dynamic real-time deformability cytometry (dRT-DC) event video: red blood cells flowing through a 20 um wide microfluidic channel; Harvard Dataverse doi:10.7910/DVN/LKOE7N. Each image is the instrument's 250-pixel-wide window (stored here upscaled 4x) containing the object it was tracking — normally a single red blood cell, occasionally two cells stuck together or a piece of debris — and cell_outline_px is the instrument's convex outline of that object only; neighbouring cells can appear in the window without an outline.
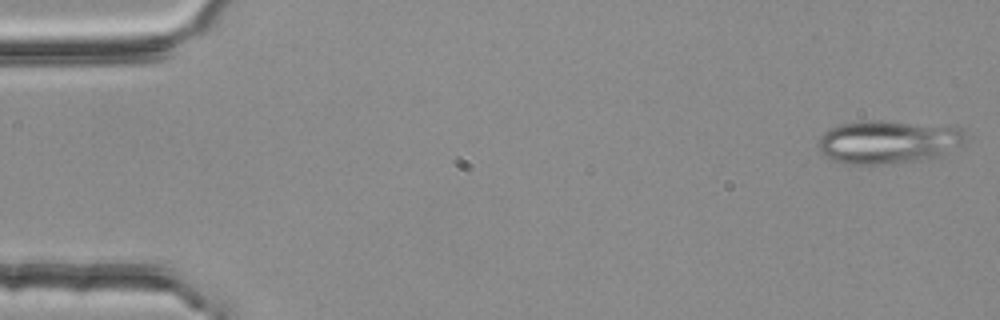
{"species": "common noctule bat (a hibernating species)", "species_latin": "Nyctalus noctula", "temperature_condition": "room temperature", "stored_images_in_passage": 2, "camera_frame_rate_fps": 3000, "um_per_image_px": 0.085, "animal": {"sex": "female", "body_mass_g": 25.1}, "frame": {"image": 1, "passage_image": 1, "time_ms": 0.0, "image_size_px": [1000, 320], "cell_outline_px": [[968, 136], [960, 144], [940, 156], [924, 160], [896, 164], [848, 164], [832, 160], [824, 156], [820, 152], [816, 144], [820, 136], [828, 128], [840, 124], [868, 120], [880, 120], [964, 128]], "centroid_in_image_um": [75.45, 12.07], "position_along_channel_um": 9.5, "area_um2": 37.51}}